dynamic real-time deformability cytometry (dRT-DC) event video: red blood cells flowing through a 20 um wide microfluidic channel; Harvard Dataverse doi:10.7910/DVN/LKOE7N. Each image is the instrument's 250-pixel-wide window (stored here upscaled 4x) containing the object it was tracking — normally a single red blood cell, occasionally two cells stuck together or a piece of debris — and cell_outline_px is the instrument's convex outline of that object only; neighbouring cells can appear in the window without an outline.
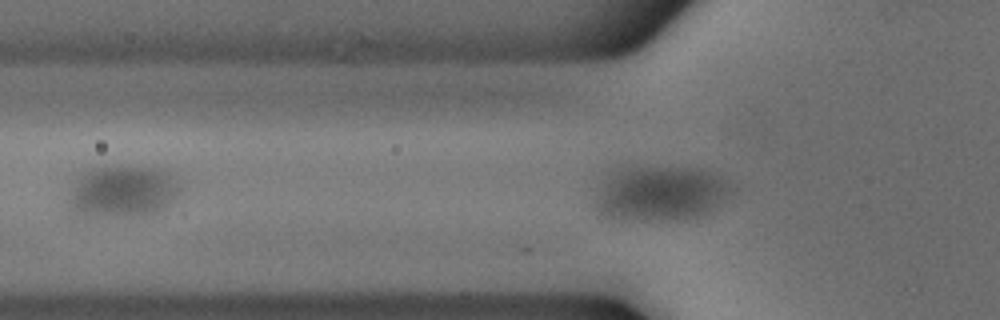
{"species": "common noctule bat (a hibernating species)", "species_latin": "Nyctalus noctula", "temperature_condition": "cold", "stored_images_in_passage": 9, "segment_of_instrument_passage": [1, 2], "camera_frame_rate_fps": 3000, "um_per_image_px": 0.085, "animal": {"sex": "male", "body_mass_g": 18.8}, "frame": {"image": 1, "passage_image": 7, "time_ms": 2.0, "image_size_px": [1000, 320], "cell_outline_px": [[168, 196], [164, 208], [160, 212], [148, 216], [128, 220], [72, 220], [68, 208], [72, 196], [76, 188], [92, 172], [152, 172], [160, 176], [168, 184]], "centroid_in_image_um": [10.09, 16.69], "position_along_channel_um": 115.7, "area_um2": 29.94}}